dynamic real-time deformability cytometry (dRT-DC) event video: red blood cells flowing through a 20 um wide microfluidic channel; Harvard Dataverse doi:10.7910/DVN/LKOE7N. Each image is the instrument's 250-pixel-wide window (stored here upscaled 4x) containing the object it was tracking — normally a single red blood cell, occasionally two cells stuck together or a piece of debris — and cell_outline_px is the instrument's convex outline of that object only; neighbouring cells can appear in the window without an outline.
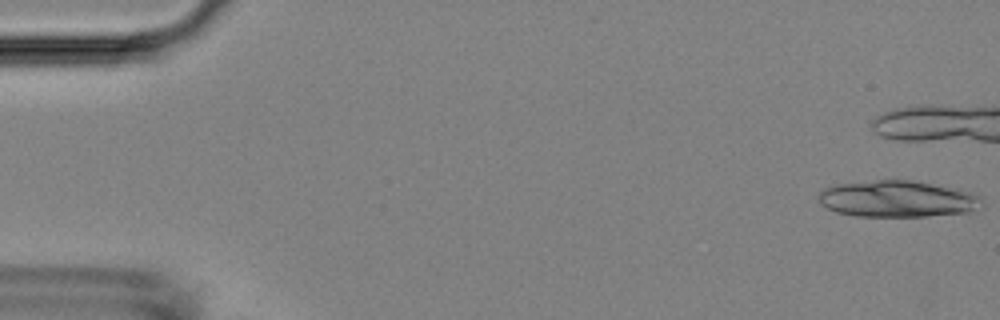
{"species": "Egyptian fruit bat (a non-hibernating species)", "species_latin": "Rousettus aegyptiacus", "temperature_condition": "room temperature", "stored_images_in_passage": 6, "camera_frame_rate_fps": 3000, "um_per_image_px": 0.085, "animal": {"sex": "female"}, "frame": {"image": 1, "passage_image": 1, "time_ms": 0.0, "image_size_px": [1000, 320], "cell_outline_px": [[984, 208], [968, 212], [928, 216], [856, 216], [836, 212], [820, 204], [816, 196], [824, 188], [836, 184], [872, 180], [912, 180], [960, 188], [980, 196], [984, 200]], "centroid_in_image_um": [76.33, 16.9], "position_along_channel_um": 8.7, "area_um2": 35.37}}